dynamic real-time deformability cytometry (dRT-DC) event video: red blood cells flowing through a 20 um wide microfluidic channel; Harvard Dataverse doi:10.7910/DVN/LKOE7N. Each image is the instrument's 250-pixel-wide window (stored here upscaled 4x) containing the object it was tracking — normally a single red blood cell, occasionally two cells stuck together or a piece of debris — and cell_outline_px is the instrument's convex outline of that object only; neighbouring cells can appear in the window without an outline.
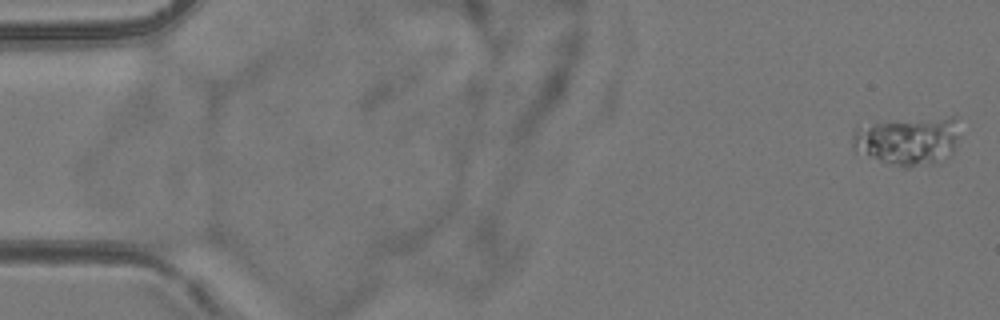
{"species": "common noctule bat (a hibernating species)", "species_latin": "Nyctalus noctula", "temperature_condition": "room temperature", "stored_images_in_passage": 5, "camera_frame_rate_fps": 3000, "um_per_image_px": 0.085, "animal": {"sex": "female", "body_mass_g": 24.6, "forearm_length_mm": 56.2}, "frame": {"image": 1, "passage_image": 1, "time_ms": 0.0, "image_size_px": [1000, 320], "cell_outline_px": [[960, 136], [952, 156], [932, 164], [908, 168], [900, 168], [888, 164], [856, 152], [852, 148], [852, 132], [856, 124], [952, 116], [956, 116]], "centroid_in_image_um": [77.16, 11.98], "position_along_channel_um": 7.8, "area_um2": 31.39}}
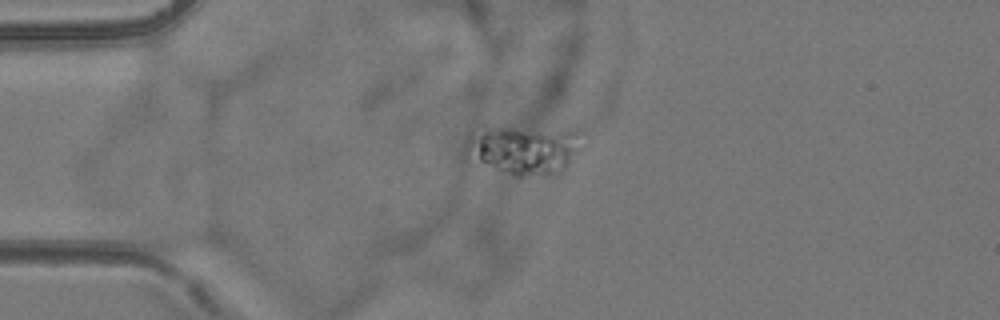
{"frame": {"image": 2, "passage_image": 4, "time_ms": 4.333, "image_size_px": [1000, 320], "cell_outline_px": [[576, 148], [568, 164], [560, 172], [520, 176], [512, 176], [480, 160], [464, 148], [464, 140], [468, 132], [484, 124], [504, 124], [576, 132]], "centroid_in_image_um": [44.34, 12.62], "position_along_channel_um": 40.7, "area_um2": 32.6}}